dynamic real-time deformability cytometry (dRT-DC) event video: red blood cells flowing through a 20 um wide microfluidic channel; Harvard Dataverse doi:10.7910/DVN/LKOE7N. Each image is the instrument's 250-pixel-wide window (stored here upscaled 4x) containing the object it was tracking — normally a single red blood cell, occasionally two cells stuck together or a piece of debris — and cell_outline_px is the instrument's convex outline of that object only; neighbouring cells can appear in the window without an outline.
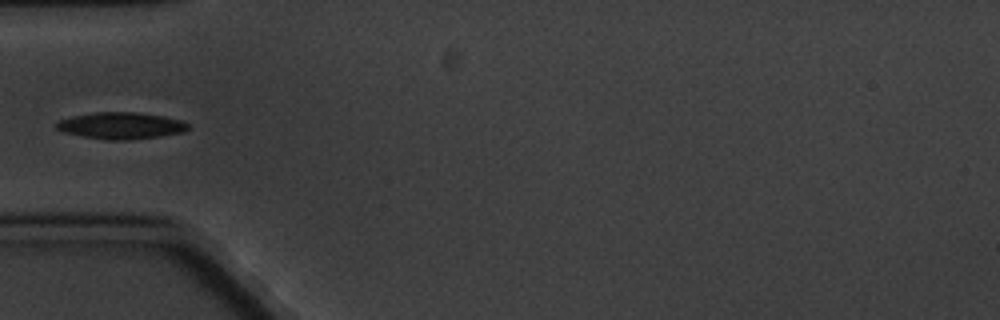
{"species": "common noctule bat (a hibernating species)", "species_latin": "Nyctalus noctula", "temperature_condition": "cold", "stored_images_in_passage": 5, "camera_frame_rate_fps": 3000, "um_per_image_px": 0.085, "animal": {"sex": "male", "body_mass_g": 20.1, "forearm_length_mm": 53.5}, "frame": {"image": 1, "passage_image": 2, "time_ms": 1.333, "image_size_px": [1000, 320], "cell_outline_px": [[188, 128], [184, 132], [160, 136], [128, 140], [104, 140], [64, 132], [56, 128], [56, 124], [60, 120], [72, 116], [96, 112], [136, 112], [164, 116], [180, 120], [188, 124]], "centroid_in_image_um": [10.29, 10.68], "position_along_channel_um": 74.7, "area_um2": 20.35}}